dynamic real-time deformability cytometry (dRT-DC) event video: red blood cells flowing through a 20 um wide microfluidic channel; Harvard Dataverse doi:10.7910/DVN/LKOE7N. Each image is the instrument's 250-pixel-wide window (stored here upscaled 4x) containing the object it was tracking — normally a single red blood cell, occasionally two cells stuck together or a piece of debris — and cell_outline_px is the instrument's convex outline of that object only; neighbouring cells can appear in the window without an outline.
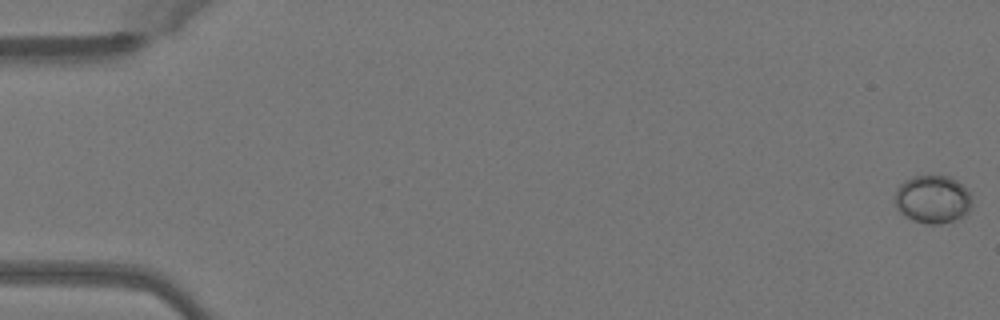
{"species": "Egyptian fruit bat (a non-hibernating species)", "species_latin": "Rousettus aegyptiacus", "temperature_condition": "warm", "stored_images_in_passage": 14, "camera_frame_rate_fps": 3000, "um_per_image_px": 0.085, "animal": {"sex": "female"}, "frame": {"image": 1, "passage_image": 1, "time_ms": 0.0, "image_size_px": [1000, 320], "cell_outline_px": [[972, 204], [968, 212], [964, 216], [940, 224], [928, 224], [912, 220], [900, 212], [896, 208], [892, 200], [896, 188], [904, 180], [912, 176], [948, 176], [956, 180], [972, 196]], "centroid_in_image_um": [79.23, 16.94], "position_along_channel_um": 5.8, "area_um2": 21.79}}
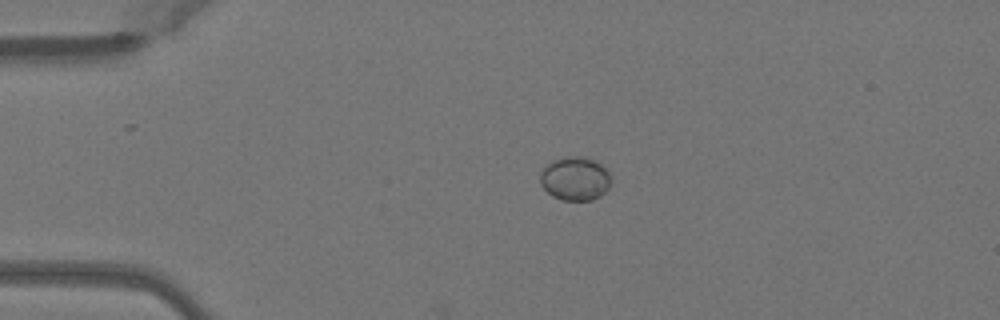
{"frame": {"image": 2, "passage_image": 12, "time_ms": 3.667, "image_size_px": [1000, 320], "cell_outline_px": [[612, 180], [608, 188], [600, 196], [592, 200], [560, 200], [552, 196], [540, 184], [540, 172], [552, 160], [568, 156], [584, 156], [596, 160], [612, 176]], "centroid_in_image_um": [48.89, 15.18], "position_along_channel_um": 36.1, "area_um2": 18.21}}